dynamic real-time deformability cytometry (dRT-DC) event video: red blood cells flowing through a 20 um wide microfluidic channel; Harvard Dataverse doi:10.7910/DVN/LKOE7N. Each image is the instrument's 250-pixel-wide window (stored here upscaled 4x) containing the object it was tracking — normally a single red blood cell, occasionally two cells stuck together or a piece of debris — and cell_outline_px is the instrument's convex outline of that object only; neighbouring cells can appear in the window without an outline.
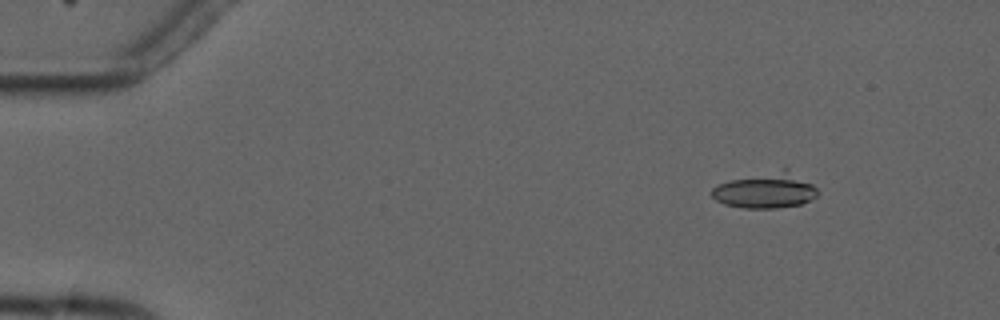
{"species": "common noctule bat (a hibernating species)", "species_latin": "Nyctalus noctula", "temperature_condition": "cold", "stored_images_in_passage": 4, "camera_frame_rate_fps": 3000, "um_per_image_px": 0.085, "animal": {"sex": "male", "forearm_length_mm": 52.5}, "frame": {"image": 1, "passage_image": 2, "time_ms": 1.0, "image_size_px": [1000, 320], "cell_outline_px": [[816, 196], [800, 204], [776, 208], [744, 208], [724, 204], [716, 200], [712, 196], [712, 188], [720, 184], [732, 180], [784, 168], [788, 168], [812, 184], [816, 188]], "centroid_in_image_um": [65.08, 16.19], "position_along_channel_um": 19.9, "area_um2": 21.44}}